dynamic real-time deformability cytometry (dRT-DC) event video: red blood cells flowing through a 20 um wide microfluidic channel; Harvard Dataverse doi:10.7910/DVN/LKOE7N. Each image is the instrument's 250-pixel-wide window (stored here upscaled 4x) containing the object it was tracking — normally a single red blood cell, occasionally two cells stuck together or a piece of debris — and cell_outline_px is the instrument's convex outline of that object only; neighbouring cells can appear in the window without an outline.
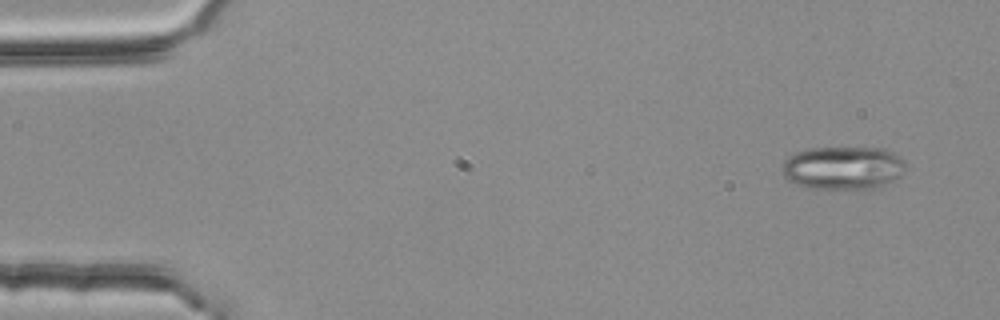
{"species": "common noctule bat (a hibernating species)", "species_latin": "Nyctalus noctula", "temperature_condition": "room temperature", "stored_images_in_passage": 5, "camera_frame_rate_fps": 3000, "um_per_image_px": 0.085, "animal": {"sex": "female", "body_mass_g": 25.1}, "frame": {"image": 1, "passage_image": 1, "time_ms": 0.0, "image_size_px": [1000, 320], "cell_outline_px": [[904, 168], [900, 176], [880, 188], [872, 192], [868, 192], [808, 188], [788, 180], [784, 176], [780, 168], [784, 160], [788, 156], [796, 152], [812, 148], [884, 148], [900, 156], [904, 164]], "centroid_in_image_um": [71.67, 14.33], "position_along_channel_um": 13.3, "area_um2": 32.14}}